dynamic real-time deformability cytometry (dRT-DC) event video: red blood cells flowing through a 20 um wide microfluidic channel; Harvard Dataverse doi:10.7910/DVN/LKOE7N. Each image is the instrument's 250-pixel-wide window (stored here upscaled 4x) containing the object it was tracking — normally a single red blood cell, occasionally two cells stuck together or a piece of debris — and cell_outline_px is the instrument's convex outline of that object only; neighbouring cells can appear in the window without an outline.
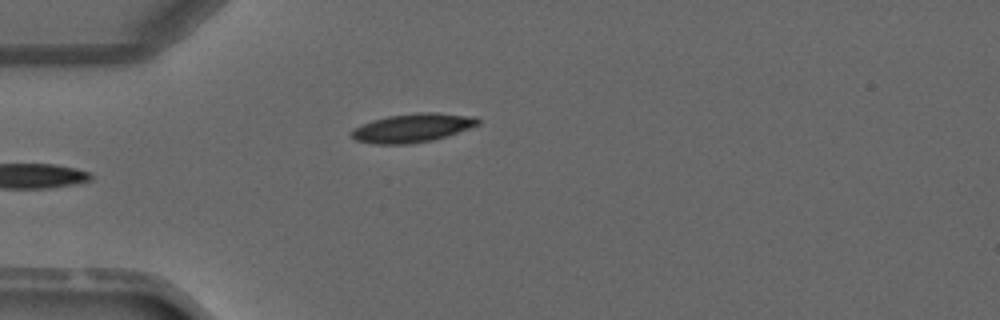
{"species": "common noctule bat (a hibernating species)", "species_latin": "Nyctalus noctula", "temperature_condition": "warm", "stored_images_in_passage": 4, "camera_frame_rate_fps": 3000, "um_per_image_px": 0.085, "animal": {"sex": "male", "forearm_length_mm": 52.5}, "frame": {"image": 1, "passage_image": 4, "time_ms": 4.333, "image_size_px": [1000, 320], "cell_outline_px": [[480, 124], [432, 140], [408, 144], [372, 144], [356, 140], [352, 136], [352, 132], [356, 128], [372, 120], [388, 116], [416, 112], [436, 112], [476, 116], [480, 120]], "centroid_in_image_um": [35.09, 10.86], "position_along_channel_um": 49.9, "area_um2": 20.92}}